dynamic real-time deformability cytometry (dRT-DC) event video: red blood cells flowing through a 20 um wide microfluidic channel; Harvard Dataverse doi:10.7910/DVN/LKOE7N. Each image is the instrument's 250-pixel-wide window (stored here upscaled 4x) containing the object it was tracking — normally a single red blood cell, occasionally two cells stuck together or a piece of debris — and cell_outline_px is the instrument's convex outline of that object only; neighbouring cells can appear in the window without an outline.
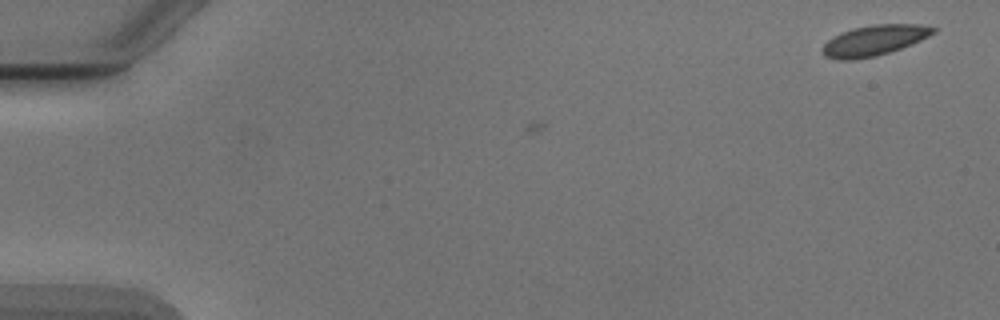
{"species": "Egyptian fruit bat (a non-hibernating species)", "species_latin": "Rousettus aegyptiacus", "temperature_condition": "cold", "stored_images_in_passage": 2, "camera_frame_rate_fps": 3000, "um_per_image_px": 0.085, "animal": {"sex": "male"}, "frame": {"image": 1, "passage_image": 1, "time_ms": 0.0, "image_size_px": [1000, 320], "cell_outline_px": [[936, 32], [920, 40], [900, 48], [876, 56], [852, 60], [840, 60], [824, 56], [824, 44], [828, 40], [852, 28], [876, 24], [920, 24], [936, 28]], "centroid_in_image_um": [74.33, 3.43], "position_along_channel_um": 10.7, "area_um2": 19.25}}